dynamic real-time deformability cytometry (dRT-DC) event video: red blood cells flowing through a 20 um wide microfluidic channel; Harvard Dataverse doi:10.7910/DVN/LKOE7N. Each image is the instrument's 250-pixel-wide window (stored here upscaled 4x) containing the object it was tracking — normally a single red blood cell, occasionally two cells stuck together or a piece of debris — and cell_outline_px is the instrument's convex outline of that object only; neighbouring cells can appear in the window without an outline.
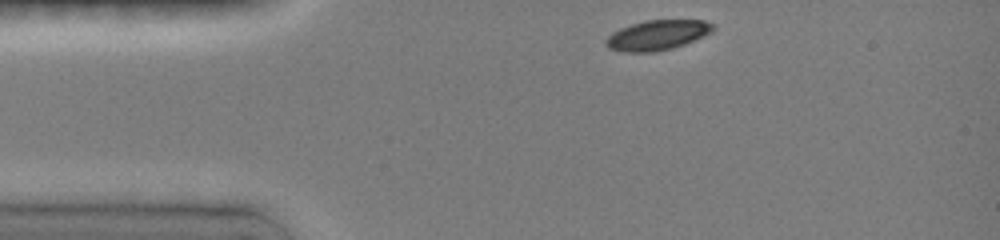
{"species": "common noctule bat (a hibernating species)", "species_latin": "Nyctalus noctula", "temperature_condition": "room temperature", "stored_images_in_passage": 43, "camera_frame_rate_fps": 3000, "um_per_image_px": 0.085, "animal": {"sex": "female", "body_mass_g": 19.0, "forearm_length_mm": 51.5}, "frame": {"image": 1, "passage_image": 1, "time_ms": 0.0, "image_size_px": [1000, 240], "cell_outline_px": [[716, 28], [712, 32], [684, 44], [672, 48], [648, 52], [628, 52], [608, 48], [604, 44], [604, 40], [612, 32], [620, 28], [644, 20], [704, 20], [712, 24]], "centroid_in_image_um": [55.85, 2.97], "position_along_channel_um": 29.2, "area_um2": 18.61}}
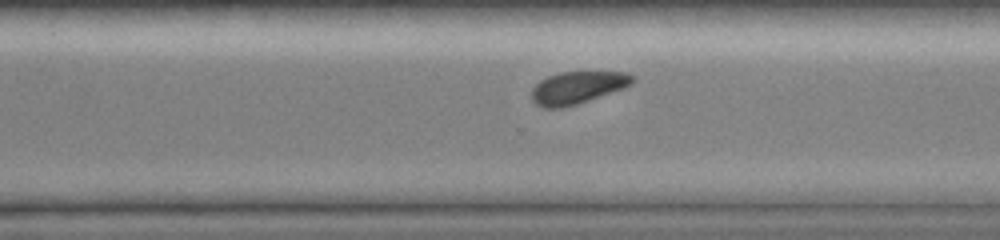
{"frame": {"image": 2, "passage_image": 36, "time_ms": 8.333, "image_size_px": [1000, 240], "cell_outline_px": [[632, 84], [624, 88], [564, 108], [544, 108], [536, 104], [532, 100], [532, 88], [540, 80], [548, 76], [560, 72], [624, 72], [632, 76]], "centroid_in_image_um": [49.04, 7.45], "position_along_channel_um": 321.6, "area_um2": 18.79}}
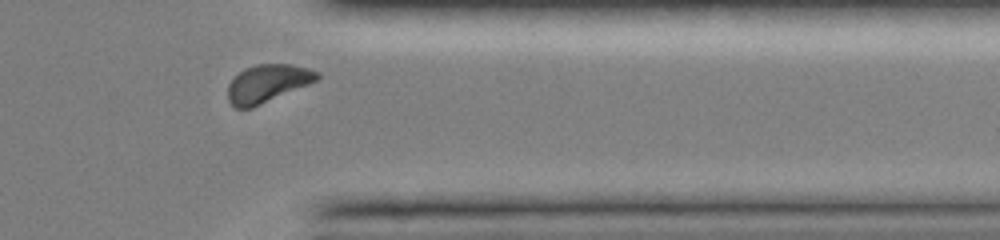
{"frame": {"image": 3, "passage_image": 41, "time_ms": 10.0, "image_size_px": [1000, 240], "cell_outline_px": [[320, 76], [316, 80], [308, 84], [252, 108], [236, 108], [228, 100], [228, 84], [244, 68], [256, 64], [292, 64], [308, 68], [320, 72]], "centroid_in_image_um": [22.73, 7.08], "position_along_channel_um": 388.7, "area_um2": 19.48}, "authors_computed_cell_mechanics": {"area_um2": 20.1722, "velocity_mm_per_s": 4.0112, "shape_relaxation_time_tau1_ms": 2.2004, "shape_relaxation_time_tau2_ms": null, "deformation_change_tau1": 0.0948, "deformation_change_tau2": null}}